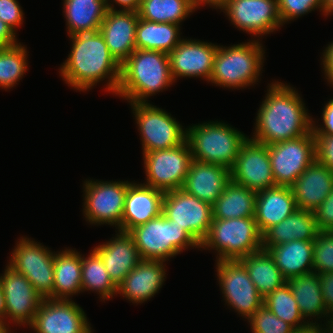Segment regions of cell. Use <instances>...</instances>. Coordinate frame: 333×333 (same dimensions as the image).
I'll return each instance as SVG.
<instances>
[{
  "mask_svg": "<svg viewBox=\"0 0 333 333\" xmlns=\"http://www.w3.org/2000/svg\"><path fill=\"white\" fill-rule=\"evenodd\" d=\"M69 38L71 51L59 68L65 83L73 89L87 91L108 79L105 89L115 94L120 83L121 65L110 54L101 32L80 33Z\"/></svg>",
  "mask_w": 333,
  "mask_h": 333,
  "instance_id": "2",
  "label": "cell"
},
{
  "mask_svg": "<svg viewBox=\"0 0 333 333\" xmlns=\"http://www.w3.org/2000/svg\"><path fill=\"white\" fill-rule=\"evenodd\" d=\"M142 260H162L200 244L184 229L172 224L162 213L147 223L133 228L130 232Z\"/></svg>",
  "mask_w": 333,
  "mask_h": 333,
  "instance_id": "7",
  "label": "cell"
},
{
  "mask_svg": "<svg viewBox=\"0 0 333 333\" xmlns=\"http://www.w3.org/2000/svg\"><path fill=\"white\" fill-rule=\"evenodd\" d=\"M82 292L94 291L101 301L117 295V286L110 279L100 255L93 249L87 257L81 254Z\"/></svg>",
  "mask_w": 333,
  "mask_h": 333,
  "instance_id": "36",
  "label": "cell"
},
{
  "mask_svg": "<svg viewBox=\"0 0 333 333\" xmlns=\"http://www.w3.org/2000/svg\"><path fill=\"white\" fill-rule=\"evenodd\" d=\"M162 214L172 224L184 227L199 244L208 234L213 220L212 205L182 188L164 193Z\"/></svg>",
  "mask_w": 333,
  "mask_h": 333,
  "instance_id": "14",
  "label": "cell"
},
{
  "mask_svg": "<svg viewBox=\"0 0 333 333\" xmlns=\"http://www.w3.org/2000/svg\"><path fill=\"white\" fill-rule=\"evenodd\" d=\"M175 83L167 53L136 49L121 65L115 95L129 103H147V98Z\"/></svg>",
  "mask_w": 333,
  "mask_h": 333,
  "instance_id": "3",
  "label": "cell"
},
{
  "mask_svg": "<svg viewBox=\"0 0 333 333\" xmlns=\"http://www.w3.org/2000/svg\"><path fill=\"white\" fill-rule=\"evenodd\" d=\"M0 276V284L5 299V327L9 323L30 326L44 298L34 289L31 282L8 264ZM11 322H7V320Z\"/></svg>",
  "mask_w": 333,
  "mask_h": 333,
  "instance_id": "15",
  "label": "cell"
},
{
  "mask_svg": "<svg viewBox=\"0 0 333 333\" xmlns=\"http://www.w3.org/2000/svg\"><path fill=\"white\" fill-rule=\"evenodd\" d=\"M130 104L141 136L142 153L178 147L186 141V128L164 109L148 102Z\"/></svg>",
  "mask_w": 333,
  "mask_h": 333,
  "instance_id": "8",
  "label": "cell"
},
{
  "mask_svg": "<svg viewBox=\"0 0 333 333\" xmlns=\"http://www.w3.org/2000/svg\"><path fill=\"white\" fill-rule=\"evenodd\" d=\"M8 265L24 275L44 299H53L54 252L28 237H20Z\"/></svg>",
  "mask_w": 333,
  "mask_h": 333,
  "instance_id": "10",
  "label": "cell"
},
{
  "mask_svg": "<svg viewBox=\"0 0 333 333\" xmlns=\"http://www.w3.org/2000/svg\"><path fill=\"white\" fill-rule=\"evenodd\" d=\"M201 248L215 250L216 261L240 260L262 249V234L255 217L213 218Z\"/></svg>",
  "mask_w": 333,
  "mask_h": 333,
  "instance_id": "6",
  "label": "cell"
},
{
  "mask_svg": "<svg viewBox=\"0 0 333 333\" xmlns=\"http://www.w3.org/2000/svg\"><path fill=\"white\" fill-rule=\"evenodd\" d=\"M216 263L217 280L225 303L248 320L263 306L264 298L240 260H220Z\"/></svg>",
  "mask_w": 333,
  "mask_h": 333,
  "instance_id": "12",
  "label": "cell"
},
{
  "mask_svg": "<svg viewBox=\"0 0 333 333\" xmlns=\"http://www.w3.org/2000/svg\"><path fill=\"white\" fill-rule=\"evenodd\" d=\"M319 232L314 212L297 208L262 235V249L267 250L293 240L314 241Z\"/></svg>",
  "mask_w": 333,
  "mask_h": 333,
  "instance_id": "27",
  "label": "cell"
},
{
  "mask_svg": "<svg viewBox=\"0 0 333 333\" xmlns=\"http://www.w3.org/2000/svg\"><path fill=\"white\" fill-rule=\"evenodd\" d=\"M257 192L232 180L212 205L213 218L232 219L255 216Z\"/></svg>",
  "mask_w": 333,
  "mask_h": 333,
  "instance_id": "32",
  "label": "cell"
},
{
  "mask_svg": "<svg viewBox=\"0 0 333 333\" xmlns=\"http://www.w3.org/2000/svg\"><path fill=\"white\" fill-rule=\"evenodd\" d=\"M63 6L68 37L98 31L107 12L105 0H64Z\"/></svg>",
  "mask_w": 333,
  "mask_h": 333,
  "instance_id": "30",
  "label": "cell"
},
{
  "mask_svg": "<svg viewBox=\"0 0 333 333\" xmlns=\"http://www.w3.org/2000/svg\"><path fill=\"white\" fill-rule=\"evenodd\" d=\"M322 111L321 120H323V126H316L315 121H312V134L333 135V99H330L328 103L325 104Z\"/></svg>",
  "mask_w": 333,
  "mask_h": 333,
  "instance_id": "45",
  "label": "cell"
},
{
  "mask_svg": "<svg viewBox=\"0 0 333 333\" xmlns=\"http://www.w3.org/2000/svg\"><path fill=\"white\" fill-rule=\"evenodd\" d=\"M27 48L20 42L14 46L0 47V88L11 89L28 70Z\"/></svg>",
  "mask_w": 333,
  "mask_h": 333,
  "instance_id": "37",
  "label": "cell"
},
{
  "mask_svg": "<svg viewBox=\"0 0 333 333\" xmlns=\"http://www.w3.org/2000/svg\"><path fill=\"white\" fill-rule=\"evenodd\" d=\"M127 181H84V208L86 221L94 225L108 224L122 231V217L125 197L128 186Z\"/></svg>",
  "mask_w": 333,
  "mask_h": 333,
  "instance_id": "9",
  "label": "cell"
},
{
  "mask_svg": "<svg viewBox=\"0 0 333 333\" xmlns=\"http://www.w3.org/2000/svg\"><path fill=\"white\" fill-rule=\"evenodd\" d=\"M180 25L157 23L139 18L136 27V49L161 51L169 54L183 38Z\"/></svg>",
  "mask_w": 333,
  "mask_h": 333,
  "instance_id": "33",
  "label": "cell"
},
{
  "mask_svg": "<svg viewBox=\"0 0 333 333\" xmlns=\"http://www.w3.org/2000/svg\"><path fill=\"white\" fill-rule=\"evenodd\" d=\"M322 62L325 78L333 86V41L323 50Z\"/></svg>",
  "mask_w": 333,
  "mask_h": 333,
  "instance_id": "47",
  "label": "cell"
},
{
  "mask_svg": "<svg viewBox=\"0 0 333 333\" xmlns=\"http://www.w3.org/2000/svg\"><path fill=\"white\" fill-rule=\"evenodd\" d=\"M117 231L115 237L93 249L100 255L110 279L118 287L142 258L131 234Z\"/></svg>",
  "mask_w": 333,
  "mask_h": 333,
  "instance_id": "22",
  "label": "cell"
},
{
  "mask_svg": "<svg viewBox=\"0 0 333 333\" xmlns=\"http://www.w3.org/2000/svg\"><path fill=\"white\" fill-rule=\"evenodd\" d=\"M263 305L295 329L303 328L309 324L308 320L305 321L302 317L297 306V301L287 282L274 292L268 294L263 299Z\"/></svg>",
  "mask_w": 333,
  "mask_h": 333,
  "instance_id": "38",
  "label": "cell"
},
{
  "mask_svg": "<svg viewBox=\"0 0 333 333\" xmlns=\"http://www.w3.org/2000/svg\"><path fill=\"white\" fill-rule=\"evenodd\" d=\"M229 0H192L196 8H200V5H209L213 9H221Z\"/></svg>",
  "mask_w": 333,
  "mask_h": 333,
  "instance_id": "51",
  "label": "cell"
},
{
  "mask_svg": "<svg viewBox=\"0 0 333 333\" xmlns=\"http://www.w3.org/2000/svg\"><path fill=\"white\" fill-rule=\"evenodd\" d=\"M23 10L17 0H0V19L15 33L23 23Z\"/></svg>",
  "mask_w": 333,
  "mask_h": 333,
  "instance_id": "43",
  "label": "cell"
},
{
  "mask_svg": "<svg viewBox=\"0 0 333 333\" xmlns=\"http://www.w3.org/2000/svg\"><path fill=\"white\" fill-rule=\"evenodd\" d=\"M331 14L333 15V9L328 13V16Z\"/></svg>",
  "mask_w": 333,
  "mask_h": 333,
  "instance_id": "56",
  "label": "cell"
},
{
  "mask_svg": "<svg viewBox=\"0 0 333 333\" xmlns=\"http://www.w3.org/2000/svg\"><path fill=\"white\" fill-rule=\"evenodd\" d=\"M295 210L297 205L289 186L276 185L257 192L254 217L262 235Z\"/></svg>",
  "mask_w": 333,
  "mask_h": 333,
  "instance_id": "26",
  "label": "cell"
},
{
  "mask_svg": "<svg viewBox=\"0 0 333 333\" xmlns=\"http://www.w3.org/2000/svg\"><path fill=\"white\" fill-rule=\"evenodd\" d=\"M313 212L320 231L333 230V189L324 202Z\"/></svg>",
  "mask_w": 333,
  "mask_h": 333,
  "instance_id": "44",
  "label": "cell"
},
{
  "mask_svg": "<svg viewBox=\"0 0 333 333\" xmlns=\"http://www.w3.org/2000/svg\"><path fill=\"white\" fill-rule=\"evenodd\" d=\"M323 327L317 322L316 324H308L303 328L295 329L293 333H326L325 325Z\"/></svg>",
  "mask_w": 333,
  "mask_h": 333,
  "instance_id": "50",
  "label": "cell"
},
{
  "mask_svg": "<svg viewBox=\"0 0 333 333\" xmlns=\"http://www.w3.org/2000/svg\"><path fill=\"white\" fill-rule=\"evenodd\" d=\"M230 181V169L193 159L182 189L213 205Z\"/></svg>",
  "mask_w": 333,
  "mask_h": 333,
  "instance_id": "24",
  "label": "cell"
},
{
  "mask_svg": "<svg viewBox=\"0 0 333 333\" xmlns=\"http://www.w3.org/2000/svg\"><path fill=\"white\" fill-rule=\"evenodd\" d=\"M164 191L142 183L128 186L122 217V231L147 223L162 213Z\"/></svg>",
  "mask_w": 333,
  "mask_h": 333,
  "instance_id": "23",
  "label": "cell"
},
{
  "mask_svg": "<svg viewBox=\"0 0 333 333\" xmlns=\"http://www.w3.org/2000/svg\"><path fill=\"white\" fill-rule=\"evenodd\" d=\"M0 333H11L5 326L2 321H0Z\"/></svg>",
  "mask_w": 333,
  "mask_h": 333,
  "instance_id": "55",
  "label": "cell"
},
{
  "mask_svg": "<svg viewBox=\"0 0 333 333\" xmlns=\"http://www.w3.org/2000/svg\"><path fill=\"white\" fill-rule=\"evenodd\" d=\"M233 126L220 121H208L186 128V141L192 158L199 162L218 164L231 169L241 145L248 138Z\"/></svg>",
  "mask_w": 333,
  "mask_h": 333,
  "instance_id": "5",
  "label": "cell"
},
{
  "mask_svg": "<svg viewBox=\"0 0 333 333\" xmlns=\"http://www.w3.org/2000/svg\"><path fill=\"white\" fill-rule=\"evenodd\" d=\"M291 189L298 209L315 211L333 189V171L315 160Z\"/></svg>",
  "mask_w": 333,
  "mask_h": 333,
  "instance_id": "25",
  "label": "cell"
},
{
  "mask_svg": "<svg viewBox=\"0 0 333 333\" xmlns=\"http://www.w3.org/2000/svg\"><path fill=\"white\" fill-rule=\"evenodd\" d=\"M165 266L162 260H142L118 285L117 294L134 304L144 303L162 287L166 278Z\"/></svg>",
  "mask_w": 333,
  "mask_h": 333,
  "instance_id": "21",
  "label": "cell"
},
{
  "mask_svg": "<svg viewBox=\"0 0 333 333\" xmlns=\"http://www.w3.org/2000/svg\"><path fill=\"white\" fill-rule=\"evenodd\" d=\"M0 321H2L5 326V299L1 284H0Z\"/></svg>",
  "mask_w": 333,
  "mask_h": 333,
  "instance_id": "52",
  "label": "cell"
},
{
  "mask_svg": "<svg viewBox=\"0 0 333 333\" xmlns=\"http://www.w3.org/2000/svg\"><path fill=\"white\" fill-rule=\"evenodd\" d=\"M315 160L333 171V135L313 134Z\"/></svg>",
  "mask_w": 333,
  "mask_h": 333,
  "instance_id": "42",
  "label": "cell"
},
{
  "mask_svg": "<svg viewBox=\"0 0 333 333\" xmlns=\"http://www.w3.org/2000/svg\"><path fill=\"white\" fill-rule=\"evenodd\" d=\"M259 40L218 46L209 82L232 90L254 86L259 81L265 58Z\"/></svg>",
  "mask_w": 333,
  "mask_h": 333,
  "instance_id": "4",
  "label": "cell"
},
{
  "mask_svg": "<svg viewBox=\"0 0 333 333\" xmlns=\"http://www.w3.org/2000/svg\"><path fill=\"white\" fill-rule=\"evenodd\" d=\"M268 151L275 184L291 187L315 161L312 130L304 136L268 145Z\"/></svg>",
  "mask_w": 333,
  "mask_h": 333,
  "instance_id": "13",
  "label": "cell"
},
{
  "mask_svg": "<svg viewBox=\"0 0 333 333\" xmlns=\"http://www.w3.org/2000/svg\"><path fill=\"white\" fill-rule=\"evenodd\" d=\"M29 328L36 333H93L85 312L72 299H44Z\"/></svg>",
  "mask_w": 333,
  "mask_h": 333,
  "instance_id": "17",
  "label": "cell"
},
{
  "mask_svg": "<svg viewBox=\"0 0 333 333\" xmlns=\"http://www.w3.org/2000/svg\"><path fill=\"white\" fill-rule=\"evenodd\" d=\"M80 292H82L80 252L76 249L55 252L53 299L70 300V297Z\"/></svg>",
  "mask_w": 333,
  "mask_h": 333,
  "instance_id": "31",
  "label": "cell"
},
{
  "mask_svg": "<svg viewBox=\"0 0 333 333\" xmlns=\"http://www.w3.org/2000/svg\"><path fill=\"white\" fill-rule=\"evenodd\" d=\"M252 333H293L295 328L264 305L248 319Z\"/></svg>",
  "mask_w": 333,
  "mask_h": 333,
  "instance_id": "40",
  "label": "cell"
},
{
  "mask_svg": "<svg viewBox=\"0 0 333 333\" xmlns=\"http://www.w3.org/2000/svg\"><path fill=\"white\" fill-rule=\"evenodd\" d=\"M144 185L164 192L183 187L193 160L188 142L178 147L143 153Z\"/></svg>",
  "mask_w": 333,
  "mask_h": 333,
  "instance_id": "11",
  "label": "cell"
},
{
  "mask_svg": "<svg viewBox=\"0 0 333 333\" xmlns=\"http://www.w3.org/2000/svg\"><path fill=\"white\" fill-rule=\"evenodd\" d=\"M313 272L333 273V230L320 231L314 239Z\"/></svg>",
  "mask_w": 333,
  "mask_h": 333,
  "instance_id": "39",
  "label": "cell"
},
{
  "mask_svg": "<svg viewBox=\"0 0 333 333\" xmlns=\"http://www.w3.org/2000/svg\"><path fill=\"white\" fill-rule=\"evenodd\" d=\"M196 9L192 0H141L138 14L147 21L181 25Z\"/></svg>",
  "mask_w": 333,
  "mask_h": 333,
  "instance_id": "35",
  "label": "cell"
},
{
  "mask_svg": "<svg viewBox=\"0 0 333 333\" xmlns=\"http://www.w3.org/2000/svg\"><path fill=\"white\" fill-rule=\"evenodd\" d=\"M138 20L136 11L107 10L100 25L109 52L120 65L136 50Z\"/></svg>",
  "mask_w": 333,
  "mask_h": 333,
  "instance_id": "20",
  "label": "cell"
},
{
  "mask_svg": "<svg viewBox=\"0 0 333 333\" xmlns=\"http://www.w3.org/2000/svg\"><path fill=\"white\" fill-rule=\"evenodd\" d=\"M110 2H112V4ZM113 2L122 8L119 10L136 12H138L141 4V0H105L107 10H118L114 7L115 5Z\"/></svg>",
  "mask_w": 333,
  "mask_h": 333,
  "instance_id": "49",
  "label": "cell"
},
{
  "mask_svg": "<svg viewBox=\"0 0 333 333\" xmlns=\"http://www.w3.org/2000/svg\"><path fill=\"white\" fill-rule=\"evenodd\" d=\"M314 241L293 240L268 248L286 280L313 272Z\"/></svg>",
  "mask_w": 333,
  "mask_h": 333,
  "instance_id": "28",
  "label": "cell"
},
{
  "mask_svg": "<svg viewBox=\"0 0 333 333\" xmlns=\"http://www.w3.org/2000/svg\"><path fill=\"white\" fill-rule=\"evenodd\" d=\"M323 14L327 16L328 13L333 9V0H322Z\"/></svg>",
  "mask_w": 333,
  "mask_h": 333,
  "instance_id": "54",
  "label": "cell"
},
{
  "mask_svg": "<svg viewBox=\"0 0 333 333\" xmlns=\"http://www.w3.org/2000/svg\"><path fill=\"white\" fill-rule=\"evenodd\" d=\"M240 261L263 298L287 282L267 250L261 249L242 257Z\"/></svg>",
  "mask_w": 333,
  "mask_h": 333,
  "instance_id": "34",
  "label": "cell"
},
{
  "mask_svg": "<svg viewBox=\"0 0 333 333\" xmlns=\"http://www.w3.org/2000/svg\"><path fill=\"white\" fill-rule=\"evenodd\" d=\"M294 298L297 301L298 309L306 321L308 318L309 324H316L318 319L326 318L328 310L323 300V294L319 282V274L311 272L308 274L291 277L287 280ZM315 317L316 321H310Z\"/></svg>",
  "mask_w": 333,
  "mask_h": 333,
  "instance_id": "29",
  "label": "cell"
},
{
  "mask_svg": "<svg viewBox=\"0 0 333 333\" xmlns=\"http://www.w3.org/2000/svg\"><path fill=\"white\" fill-rule=\"evenodd\" d=\"M277 4L283 25L316 9L323 14L322 0H277Z\"/></svg>",
  "mask_w": 333,
  "mask_h": 333,
  "instance_id": "41",
  "label": "cell"
},
{
  "mask_svg": "<svg viewBox=\"0 0 333 333\" xmlns=\"http://www.w3.org/2000/svg\"><path fill=\"white\" fill-rule=\"evenodd\" d=\"M268 85L257 112L254 135L250 139L271 145L308 134L312 130L313 119L298 91L279 81Z\"/></svg>",
  "mask_w": 333,
  "mask_h": 333,
  "instance_id": "1",
  "label": "cell"
},
{
  "mask_svg": "<svg viewBox=\"0 0 333 333\" xmlns=\"http://www.w3.org/2000/svg\"><path fill=\"white\" fill-rule=\"evenodd\" d=\"M218 46L211 42L183 38L168 54L174 81L179 77H200L209 82Z\"/></svg>",
  "mask_w": 333,
  "mask_h": 333,
  "instance_id": "19",
  "label": "cell"
},
{
  "mask_svg": "<svg viewBox=\"0 0 333 333\" xmlns=\"http://www.w3.org/2000/svg\"><path fill=\"white\" fill-rule=\"evenodd\" d=\"M18 44L16 33L0 19V47H9Z\"/></svg>",
  "mask_w": 333,
  "mask_h": 333,
  "instance_id": "48",
  "label": "cell"
},
{
  "mask_svg": "<svg viewBox=\"0 0 333 333\" xmlns=\"http://www.w3.org/2000/svg\"><path fill=\"white\" fill-rule=\"evenodd\" d=\"M230 175L233 182L256 192L276 186L268 145L256 142L248 136L241 145Z\"/></svg>",
  "mask_w": 333,
  "mask_h": 333,
  "instance_id": "18",
  "label": "cell"
},
{
  "mask_svg": "<svg viewBox=\"0 0 333 333\" xmlns=\"http://www.w3.org/2000/svg\"><path fill=\"white\" fill-rule=\"evenodd\" d=\"M323 300L328 311L333 310V273L319 274Z\"/></svg>",
  "mask_w": 333,
  "mask_h": 333,
  "instance_id": "46",
  "label": "cell"
},
{
  "mask_svg": "<svg viewBox=\"0 0 333 333\" xmlns=\"http://www.w3.org/2000/svg\"><path fill=\"white\" fill-rule=\"evenodd\" d=\"M220 10L238 30L254 37L266 36L283 26L277 0H229Z\"/></svg>",
  "mask_w": 333,
  "mask_h": 333,
  "instance_id": "16",
  "label": "cell"
},
{
  "mask_svg": "<svg viewBox=\"0 0 333 333\" xmlns=\"http://www.w3.org/2000/svg\"><path fill=\"white\" fill-rule=\"evenodd\" d=\"M327 317L329 319L327 318L325 322L326 333H333V310L328 312Z\"/></svg>",
  "mask_w": 333,
  "mask_h": 333,
  "instance_id": "53",
  "label": "cell"
}]
</instances>
